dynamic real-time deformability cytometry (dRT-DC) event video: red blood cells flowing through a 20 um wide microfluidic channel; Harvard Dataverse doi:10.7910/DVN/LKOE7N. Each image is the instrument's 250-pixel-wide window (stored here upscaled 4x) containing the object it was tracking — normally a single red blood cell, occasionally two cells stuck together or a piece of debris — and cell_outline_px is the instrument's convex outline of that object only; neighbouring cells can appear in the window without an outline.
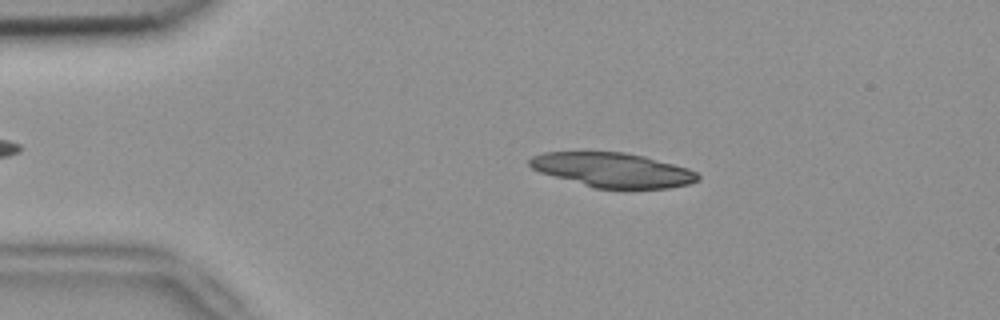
{"species": "common noctule bat (a hibernating species)", "species_latin": "Nyctalus noctula", "temperature_condition": "room temperature", "stored_images_in_passage": 51, "camera_frame_rate_fps": 3000, "um_per_image_px": 0.085, "animal": {"sex": "female", "body_mass_g": 18.4}, "frame": {"image": 1, "passage_image": 9, "time_ms": 2.667, "image_size_px": [1000, 320], "cell_outline_px": [[700, 180], [688, 184], [668, 188], [596, 188], [540, 172], [532, 168], [528, 164], [528, 160], [532, 156], [544, 152], [624, 152], [644, 156], [688, 168], [696, 172], [700, 176]], "centroid_in_image_um": [52.09, 14.44], "position_along_channel_um": 32.9, "area_um2": 33.52}}